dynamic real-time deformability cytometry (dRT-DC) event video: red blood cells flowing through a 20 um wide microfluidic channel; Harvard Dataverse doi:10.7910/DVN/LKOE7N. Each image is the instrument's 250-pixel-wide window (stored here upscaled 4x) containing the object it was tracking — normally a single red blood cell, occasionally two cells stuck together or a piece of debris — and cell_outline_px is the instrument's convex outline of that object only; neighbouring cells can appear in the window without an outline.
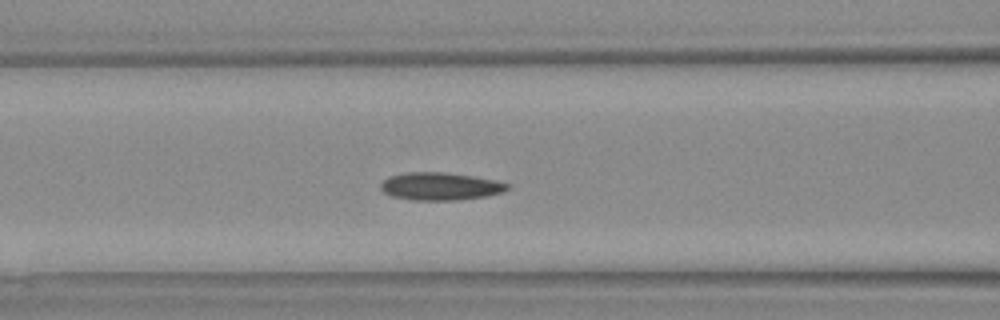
{"species": "Egyptian fruit bat (a non-hibernating species)", "species_latin": "Rousettus aegyptiacus", "temperature_condition": "warm", "stored_images_in_passage": 24, "camera_frame_rate_fps": 3000, "um_per_image_px": 0.085, "animal": {"sex": "female"}, "frame": {"image": 1, "passage_image": 4, "time_ms": 1.0, "image_size_px": [1000, 320], "cell_outline_px": [[512, 188], [504, 192], [488, 196], [456, 200], [412, 200], [392, 196], [384, 192], [380, 188], [380, 184], [388, 176], [408, 172], [444, 172], [472, 176], [496, 180], [508, 184]], "centroid_in_image_um": [37.45, 15.84], "position_along_channel_um": 129.2, "area_um2": 20.58}}